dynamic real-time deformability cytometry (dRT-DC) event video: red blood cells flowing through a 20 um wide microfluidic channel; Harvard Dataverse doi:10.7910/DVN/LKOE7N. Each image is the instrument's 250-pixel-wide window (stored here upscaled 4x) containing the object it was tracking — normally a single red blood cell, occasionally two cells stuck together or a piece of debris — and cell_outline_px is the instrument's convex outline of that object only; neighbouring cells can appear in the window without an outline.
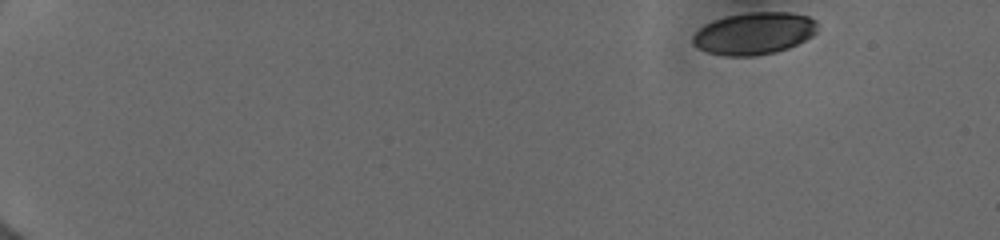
{"species": "human", "species_latin": "Homo sapiens", "temperature_condition": "cold", "stored_images_in_passage": 5, "camera_frame_rate_fps": 3000, "um_per_image_px": 0.085, "donor": {"sex": "female"}, "frame": {"image": 1, "passage_image": 1, "time_ms": 0.0, "image_size_px": [1000, 240], "cell_outline_px": [[816, 32], [812, 36], [788, 48], [776, 52], [756, 56], [728, 56], [708, 52], [692, 44], [692, 36], [704, 24], [728, 16], [748, 12], [788, 12], [808, 16], [816, 20]], "centroid_in_image_um": [64.1, 2.84], "position_along_channel_um": 20.9, "area_um2": 30.46}}
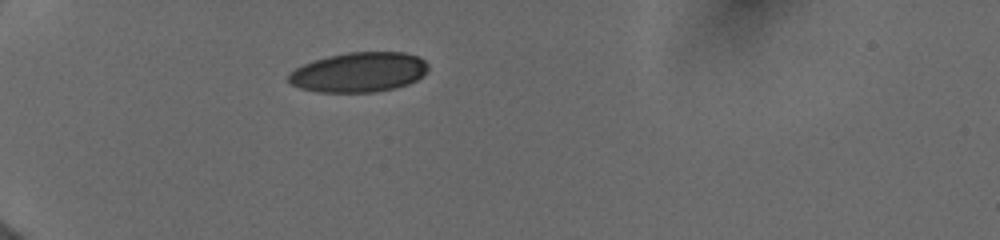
{"frame": {"image": 2, "passage_image": 5, "time_ms": 4.0, "image_size_px": [1000, 240], "cell_outline_px": [[428, 68], [416, 80], [408, 84], [396, 88], [376, 92], [316, 92], [300, 88], [292, 84], [288, 80], [288, 76], [296, 68], [304, 64], [328, 56], [348, 52], [404, 52], [420, 56], [428, 64]], "centroid_in_image_um": [30.53, 6.14], "position_along_channel_um": 54.5, "area_um2": 32.31}}